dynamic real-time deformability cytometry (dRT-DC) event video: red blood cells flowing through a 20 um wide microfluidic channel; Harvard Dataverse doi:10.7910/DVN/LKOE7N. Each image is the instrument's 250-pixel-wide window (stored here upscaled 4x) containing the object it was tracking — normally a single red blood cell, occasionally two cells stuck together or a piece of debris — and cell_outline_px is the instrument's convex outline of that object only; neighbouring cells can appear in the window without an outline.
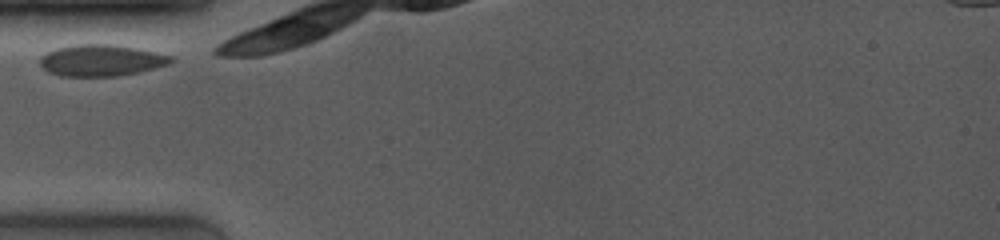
{"species": "common noctule bat (a hibernating species)", "species_latin": "Nyctalus noctula", "temperature_condition": "room temperature", "stored_images_in_passage": 11, "camera_frame_rate_fps": 4000, "um_per_image_px": 0.085, "animal": {"sex": "female", "body_mass_g": 19.0, "forearm_length_mm": 53.3}, "frame": {"image": 1, "passage_image": 1, "time_ms": 0.0, "image_size_px": [1000, 240], "cell_outline_px": [[176, 60], [168, 64], [140, 72], [116, 76], [60, 76], [48, 72], [40, 64], [40, 56], [56, 48], [76, 44], [112, 44], [136, 48], [172, 56]], "centroid_in_image_um": [8.6, 5.13], "position_along_channel_um": 76.4, "area_um2": 23.99}}